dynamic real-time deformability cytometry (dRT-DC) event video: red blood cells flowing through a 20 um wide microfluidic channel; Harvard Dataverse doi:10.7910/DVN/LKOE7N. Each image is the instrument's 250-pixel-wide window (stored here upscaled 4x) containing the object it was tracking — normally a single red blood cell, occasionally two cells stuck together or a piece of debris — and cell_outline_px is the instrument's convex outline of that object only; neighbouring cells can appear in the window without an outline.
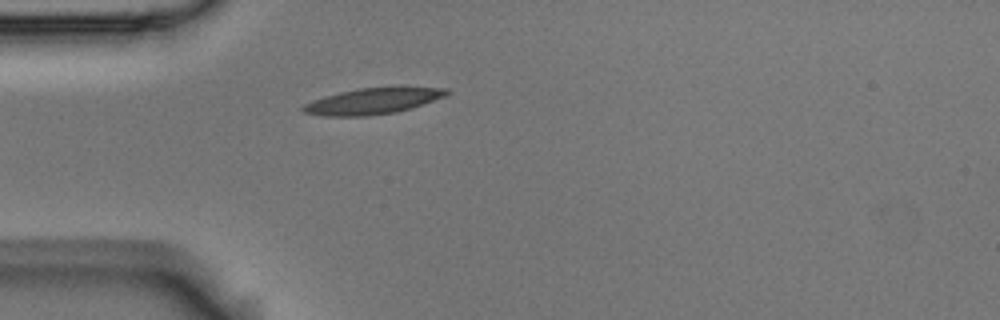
{"species": "Egyptian fruit bat (a non-hibernating species)", "species_latin": "Rousettus aegyptiacus", "temperature_condition": "room temperature", "stored_images_in_passage": 4, "camera_frame_rate_fps": 3000, "um_per_image_px": 0.085, "animal": {"sex": "male"}, "frame": {"image": 1, "passage_image": 4, "time_ms": 1.0, "image_size_px": [1000, 320], "cell_outline_px": [[452, 92], [444, 96], [412, 108], [396, 112], [368, 116], [324, 116], [304, 112], [300, 108], [304, 104], [312, 100], [324, 96], [340, 92], [360, 88], [396, 84], [400, 84], [448, 88]], "centroid_in_image_um": [31.79, 8.54], "position_along_channel_um": 53.2, "area_um2": 22.77}}